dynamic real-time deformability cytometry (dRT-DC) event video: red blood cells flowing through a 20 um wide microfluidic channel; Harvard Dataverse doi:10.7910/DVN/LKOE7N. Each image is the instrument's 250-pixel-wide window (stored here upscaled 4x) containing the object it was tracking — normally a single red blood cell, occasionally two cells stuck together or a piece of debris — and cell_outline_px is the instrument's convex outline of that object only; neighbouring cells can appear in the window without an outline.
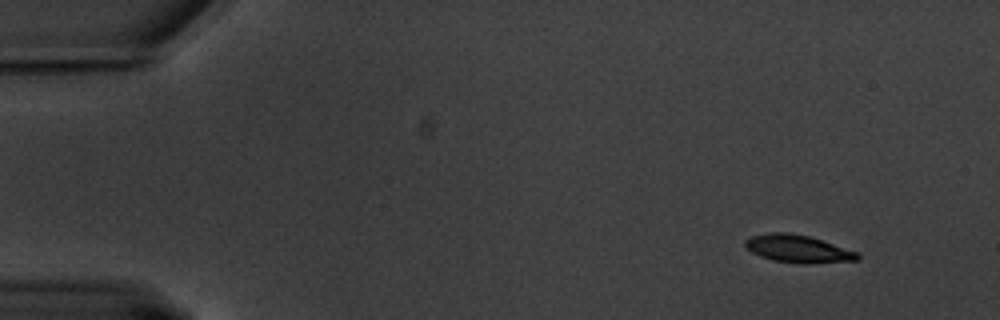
{"species": "common noctule bat (a hibernating species)", "species_latin": "Nyctalus noctula", "temperature_condition": "warm", "stored_images_in_passage": 60, "camera_frame_rate_fps": 3000, "um_per_image_px": 0.085, "animal": {"sex": "male", "body_mass_g": 20.1, "forearm_length_mm": 53.5}, "frame": {"image": 1, "passage_image": 5, "time_ms": 1.333, "image_size_px": [1000, 320], "cell_outline_px": [[860, 260], [804, 264], [772, 260], [760, 256], [752, 252], [744, 244], [744, 240], [752, 236], [768, 232], [788, 232], [808, 236], [860, 252]], "centroid_in_image_um": [67.85, 21.15], "position_along_channel_um": 17.1, "area_um2": 18.15}}
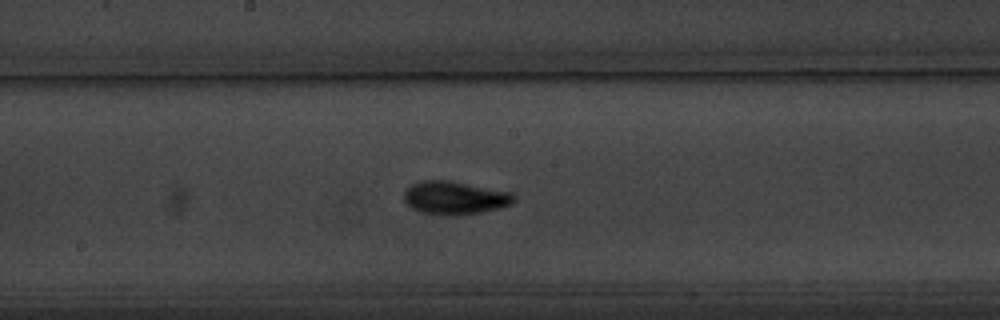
{"frame": {"image": 2, "passage_image": 32, "time_ms": 10.333, "image_size_px": [1000, 320], "cell_outline_px": [[516, 200], [512, 204], [500, 208], [480, 212], [420, 212], [412, 208], [404, 200], [404, 192], [412, 184], [420, 180], [448, 180], [512, 192], [516, 196]], "centroid_in_image_um": [38.7, 16.75], "position_along_channel_um": 209.5, "area_um2": 20.46}}
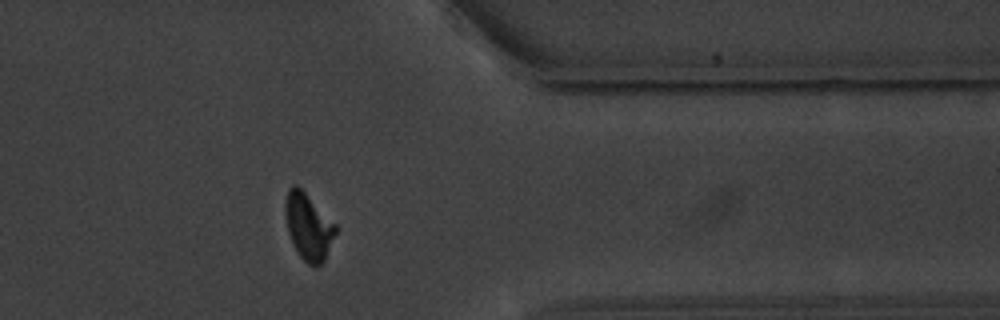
{"frame": {"image": 3, "passage_image": 49, "time_ms": 16.0, "image_size_px": [1000, 320], "cell_outline_px": [[336, 232], [324, 260], [316, 268], [308, 264], [300, 256], [288, 232], [284, 212], [284, 200], [288, 188], [292, 184], [296, 184], [336, 224]], "centroid_in_image_um": [26.18, 19.24], "position_along_channel_um": 385.2, "area_um2": 19.31}, "authors_computed_cell_mechanics": {"area_um2": 18.8139, "velocity_mm_per_s": 3.3096, "shape_relaxation_time_tau1_ms": 2.9506, "shape_relaxation_time_tau2_ms": 2.4932, "deformation_change_tau1": 0.1714, "deformation_change_tau2": 0.0371}}